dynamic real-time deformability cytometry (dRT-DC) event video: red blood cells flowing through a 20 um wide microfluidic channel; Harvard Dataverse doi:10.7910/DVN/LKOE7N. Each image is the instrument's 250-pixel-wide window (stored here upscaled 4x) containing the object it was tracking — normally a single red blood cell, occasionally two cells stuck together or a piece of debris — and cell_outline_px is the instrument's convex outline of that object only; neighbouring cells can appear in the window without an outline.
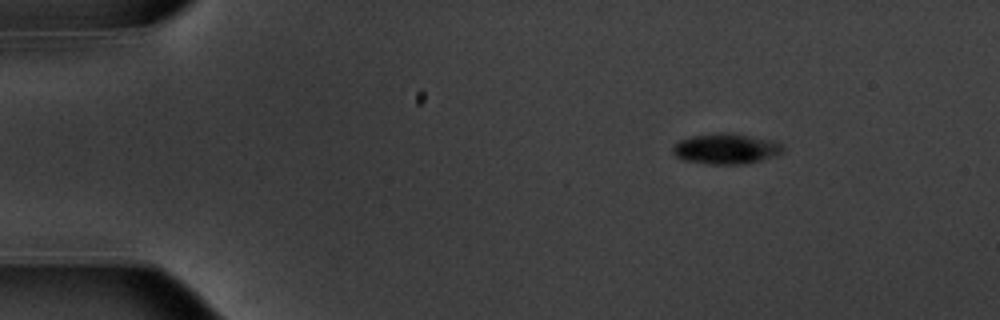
{"species": "common noctule bat (a hibernating species)", "species_latin": "Nyctalus noctula", "temperature_condition": "warm", "stored_images_in_passage": 48, "camera_frame_rate_fps": 3000, "um_per_image_px": 0.085, "animal": {"sex": "male", "body_mass_g": 20.1, "forearm_length_mm": 53.5}, "frame": {"image": 1, "passage_image": 1, "time_ms": 0.0, "image_size_px": [1000, 320], "cell_outline_px": [[784, 152], [760, 160], [744, 164], [708, 164], [684, 160], [676, 156], [672, 152], [672, 148], [680, 140], [692, 136], [720, 132], [732, 132], [772, 140], [780, 144], [784, 148]], "centroid_in_image_um": [61.7, 12.63], "position_along_channel_um": 23.3, "area_um2": 19.54}}
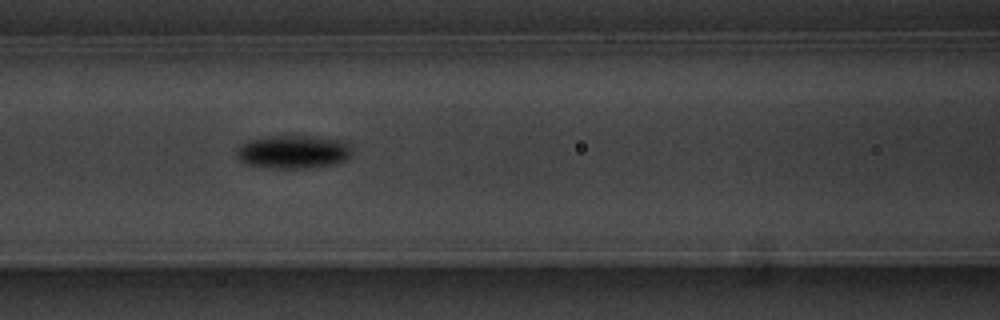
{"frame": {"image": 2, "passage_image": 17, "time_ms": 5.333, "image_size_px": [1000, 320], "cell_outline_px": [[352, 152], [348, 160], [336, 164], [308, 168], [272, 168], [244, 164], [236, 156], [236, 148], [240, 144], [248, 140], [272, 136], [304, 136], [336, 140], [348, 144]], "centroid_in_image_um": [24.88, 12.93], "position_along_channel_um": 141.7, "area_um2": 22.37}}
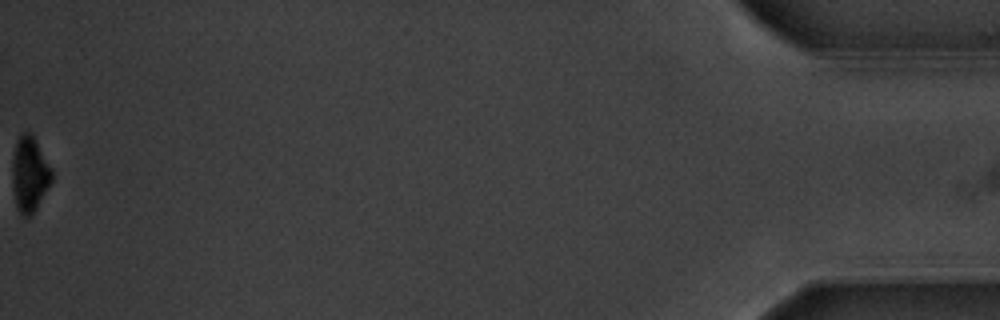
{"frame": {"image": 3, "passage_image": 48, "time_ms": 15.667, "image_size_px": [1000, 320], "cell_outline_px": [[52, 180], [36, 208], [28, 216], [24, 216], [16, 208], [12, 184], [12, 160], [16, 144], [20, 136], [24, 132], [28, 132], [36, 140], [52, 168]], "centroid_in_image_um": [2.51, 14.8], "position_along_channel_um": 432.7, "area_um2": 17.05}, "authors_computed_cell_mechanics": {"area_um2": 19.5653, "velocity_mm_per_s": 3.7401, "shape_relaxation_time_tau1_ms": 1.7138, "shape_relaxation_time_tau2_ms": null, "deformation_change_tau1": 0.1294, "deformation_change_tau2": null}}